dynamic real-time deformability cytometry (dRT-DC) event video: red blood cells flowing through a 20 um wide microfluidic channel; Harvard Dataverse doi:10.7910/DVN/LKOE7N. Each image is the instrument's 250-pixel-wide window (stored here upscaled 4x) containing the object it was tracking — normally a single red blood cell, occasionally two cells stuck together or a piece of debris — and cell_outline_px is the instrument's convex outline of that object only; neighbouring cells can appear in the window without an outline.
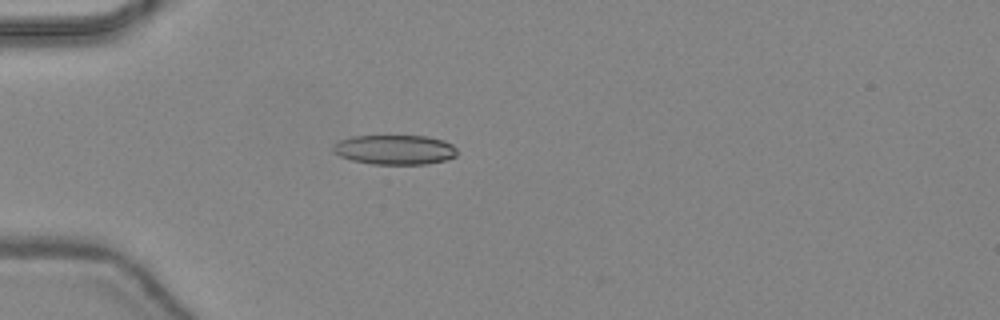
{"species": "common noctule bat (a hibernating species)", "species_latin": "Nyctalus noctula", "temperature_condition": "warm", "stored_images_in_passage": 39, "camera_frame_rate_fps": 3000, "um_per_image_px": 0.085, "animal": {"sex": "female", "body_mass_g": 24.6, "forearm_length_mm": 56.2}, "frame": {"image": 1, "passage_image": 6, "time_ms": 1.667, "image_size_px": [1000, 320], "cell_outline_px": [[456, 156], [444, 160], [428, 164], [372, 164], [352, 160], [340, 156], [332, 152], [332, 144], [340, 140], [352, 136], [428, 136], [444, 140], [452, 144], [456, 148]], "centroid_in_image_um": [33.54, 12.72], "position_along_channel_um": 51.5, "area_um2": 21.56}}
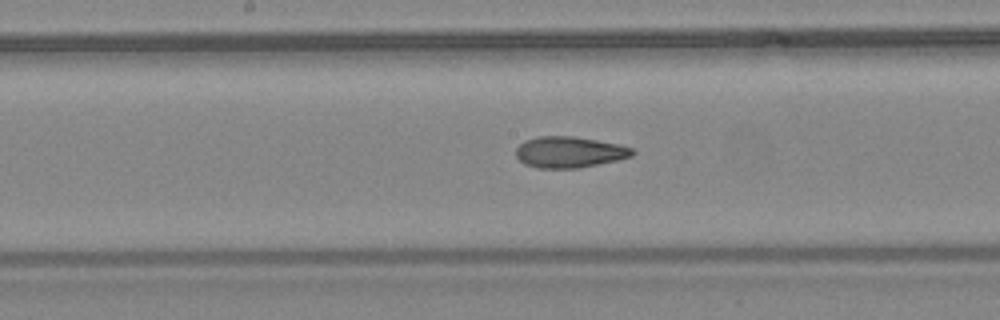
{"frame": {"image": 2, "passage_image": 17, "time_ms": 5.333, "image_size_px": [1000, 320], "cell_outline_px": [[636, 152], [632, 156], [616, 160], [580, 168], [536, 168], [524, 164], [516, 156], [516, 148], [524, 140], [536, 136], [572, 136], [620, 144], [632, 148]], "centroid_in_image_um": [48.38, 12.93], "position_along_channel_um": 199.8, "area_um2": 21.21}}
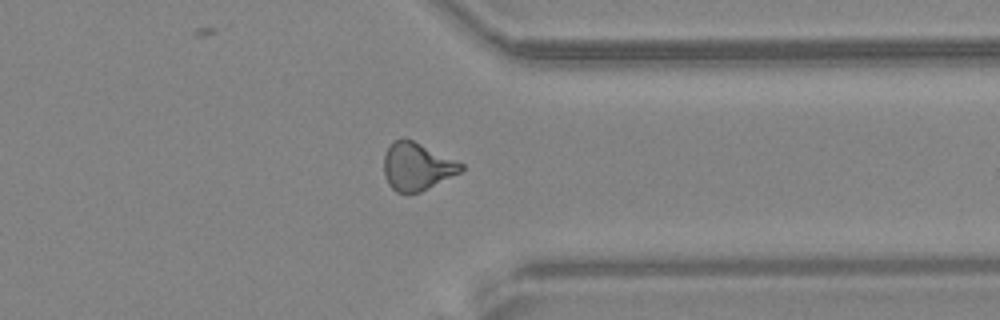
{"frame": {"image": 3, "passage_image": 29, "time_ms": 9.333, "image_size_px": [1000, 320], "cell_outline_px": [[464, 168], [460, 172], [420, 192], [408, 196], [396, 192], [388, 184], [384, 176], [384, 156], [388, 148], [400, 136], [412, 140], [464, 164]], "centroid_in_image_um": [35.4, 14.18], "position_along_channel_um": 376.0, "area_um2": 21.44}, "authors_computed_cell_mechanics": {"area_um2": 21.1548, "velocity_mm_per_s": 4.4694, "shape_relaxation_time_tau1_ms": null, "shape_relaxation_time_tau2_ms": 1.8812, "deformation_change_tau1": null, "deformation_change_tau2": 0.0898}}